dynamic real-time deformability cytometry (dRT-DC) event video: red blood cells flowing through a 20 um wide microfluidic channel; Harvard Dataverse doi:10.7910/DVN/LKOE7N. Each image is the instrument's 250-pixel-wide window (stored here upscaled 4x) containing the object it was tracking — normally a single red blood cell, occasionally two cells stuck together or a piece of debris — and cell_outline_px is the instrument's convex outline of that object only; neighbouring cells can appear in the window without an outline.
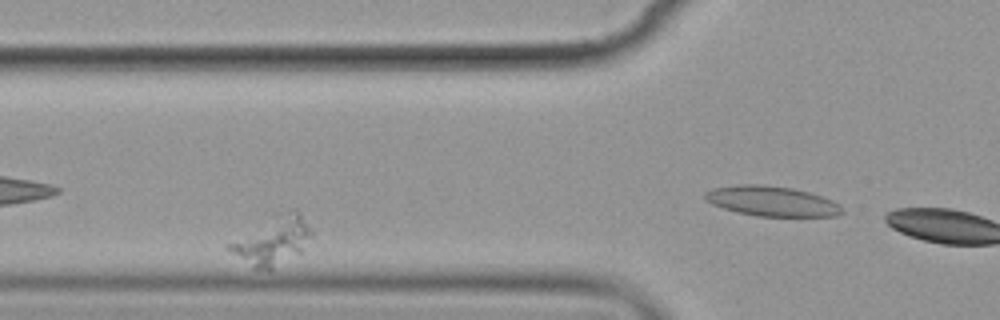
{"species": "common noctule bat (a hibernating species)", "species_latin": "Nyctalus noctula", "temperature_condition": "cold", "stored_images_in_passage": 8, "camera_frame_rate_fps": 3000, "um_per_image_px": 0.085, "animal": {"sex": "female", "body_mass_g": 19.9}, "frame": {"image": 1, "passage_image": 3, "time_ms": 2.667, "image_size_px": [1000, 320], "cell_outline_px": [[312, 236], [300, 252], [272, 272], [252, 268], [224, 248], [224, 244], [272, 212], [292, 208], [296, 208], [300, 212], [312, 232]], "centroid_in_image_um": [23.08, 20.42], "position_along_channel_um": 102.7, "area_um2": 24.62}}